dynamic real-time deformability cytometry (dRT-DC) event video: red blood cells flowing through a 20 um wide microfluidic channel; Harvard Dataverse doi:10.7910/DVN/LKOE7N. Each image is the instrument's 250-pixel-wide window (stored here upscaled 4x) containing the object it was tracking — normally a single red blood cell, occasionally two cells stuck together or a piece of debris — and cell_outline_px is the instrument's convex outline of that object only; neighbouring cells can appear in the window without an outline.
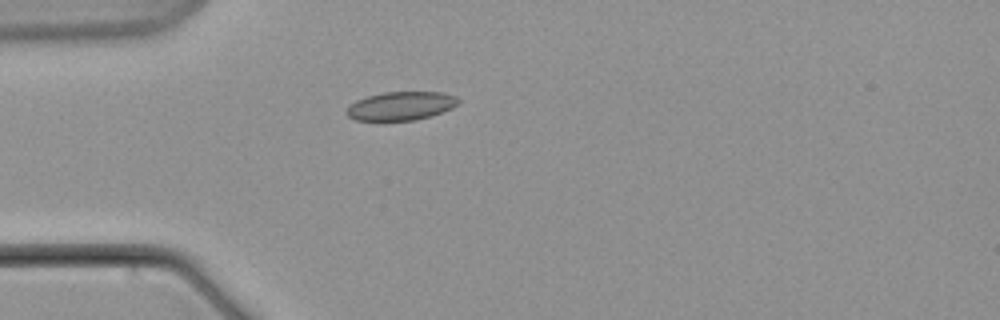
{"species": "common noctule bat (a hibernating species)", "species_latin": "Nyctalus noctula", "temperature_condition": "warm", "stored_images_in_passage": 10, "camera_frame_rate_fps": 3000, "um_per_image_px": 0.085, "animal": {"sex": "male", "body_mass_g": 21.5, "forearm_length_mm": 52.0}, "frame": {"image": 1, "passage_image": 7, "time_ms": 8.667, "image_size_px": [1000, 320], "cell_outline_px": [[460, 104], [452, 108], [416, 120], [384, 124], [356, 120], [348, 116], [344, 112], [356, 100], [368, 96], [384, 92], [444, 92], [456, 96], [460, 100]], "centroid_in_image_um": [34.05, 9.05], "position_along_channel_um": 51.0, "area_um2": 19.36}}
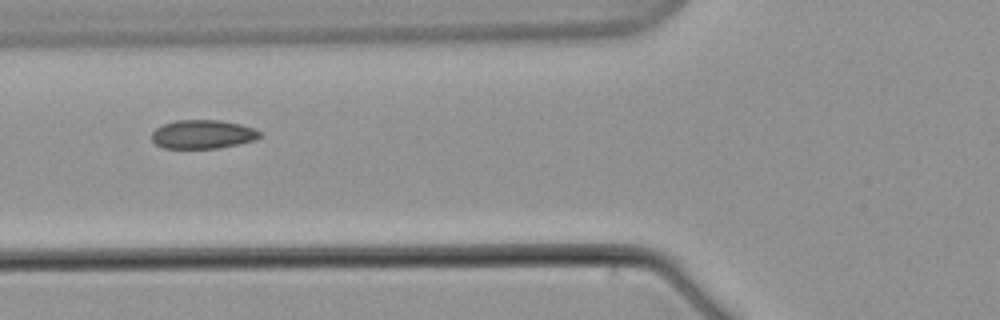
{"frame": {"image": 2, "passage_image": 9, "time_ms": 11.0, "image_size_px": [1000, 320], "cell_outline_px": [[264, 136], [256, 140], [216, 148], [164, 148], [156, 144], [152, 140], [152, 132], [156, 128], [164, 124], [176, 120], [220, 120], [240, 124], [252, 128], [260, 132]], "centroid_in_image_um": [17.24, 11.41], "position_along_channel_um": 108.6, "area_um2": 18.03}}